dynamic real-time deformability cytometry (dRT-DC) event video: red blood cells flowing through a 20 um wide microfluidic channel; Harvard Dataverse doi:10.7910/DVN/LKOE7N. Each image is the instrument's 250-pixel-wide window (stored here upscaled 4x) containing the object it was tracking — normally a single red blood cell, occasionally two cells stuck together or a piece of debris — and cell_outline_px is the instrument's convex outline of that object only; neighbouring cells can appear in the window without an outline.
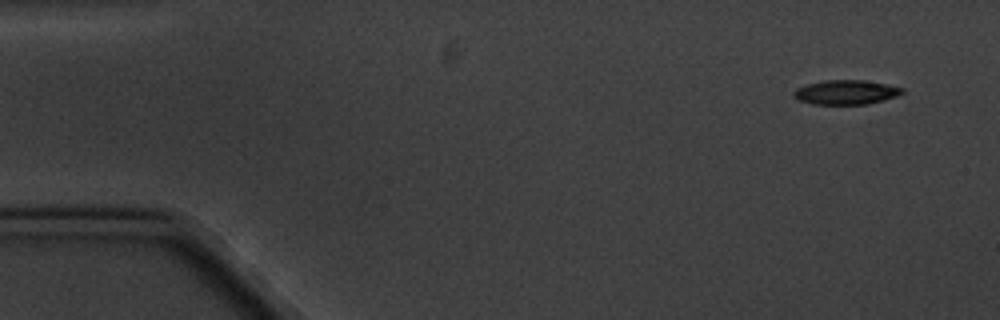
{"species": "common noctule bat (a hibernating species)", "species_latin": "Nyctalus noctula", "temperature_condition": "cold", "stored_images_in_passage": 6, "segment_of_instrument_passage": [2, 2], "camera_frame_rate_fps": 3000, "um_per_image_px": 0.085, "animal": {"sex": "male", "body_mass_g": 20.1, "forearm_length_mm": 53.5}, "frame": {"image": 1, "passage_image": 6, "time_ms": 6.0, "image_size_px": [1000, 320], "cell_outline_px": [[904, 92], [896, 96], [884, 100], [864, 104], [812, 104], [800, 100], [792, 96], [792, 92], [796, 88], [808, 84], [824, 80], [864, 80], [904, 88]], "centroid_in_image_um": [71.88, 7.84], "position_along_channel_um": 13.1, "area_um2": 15.32}}